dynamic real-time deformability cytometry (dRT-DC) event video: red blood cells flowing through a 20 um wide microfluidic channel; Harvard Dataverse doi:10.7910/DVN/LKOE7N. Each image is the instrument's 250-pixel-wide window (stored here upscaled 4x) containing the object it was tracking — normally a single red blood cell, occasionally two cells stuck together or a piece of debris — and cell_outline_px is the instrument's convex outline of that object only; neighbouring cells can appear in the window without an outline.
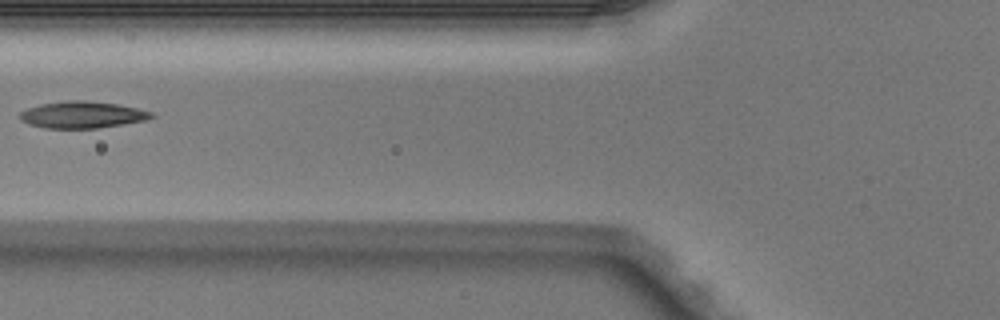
{"species": "Egyptian fruit bat (a non-hibernating species)", "species_latin": "Rousettus aegyptiacus", "temperature_condition": "warm", "stored_images_in_passage": 4, "camera_frame_rate_fps": 3000, "um_per_image_px": 0.085, "animal": {"sex": "male"}, "frame": {"image": 1, "passage_image": 4, "time_ms": 1.0, "image_size_px": [1000, 320], "cell_outline_px": [[156, 116], [144, 120], [124, 124], [96, 128], [44, 128], [28, 124], [20, 120], [20, 112], [28, 108], [40, 104], [68, 100], [84, 100], [116, 104], [136, 108], [152, 112]], "centroid_in_image_um": [6.97, 9.75], "position_along_channel_um": 118.8, "area_um2": 20.4}}